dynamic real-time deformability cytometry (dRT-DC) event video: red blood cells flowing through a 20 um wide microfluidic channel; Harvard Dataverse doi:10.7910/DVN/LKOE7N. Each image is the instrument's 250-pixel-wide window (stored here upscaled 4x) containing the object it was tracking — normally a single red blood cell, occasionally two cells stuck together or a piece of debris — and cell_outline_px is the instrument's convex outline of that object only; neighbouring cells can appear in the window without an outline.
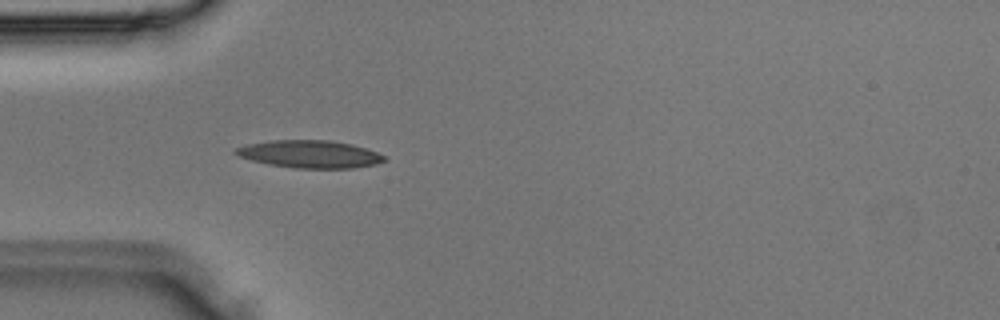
{"species": "Egyptian fruit bat (a non-hibernating species)", "species_latin": "Rousettus aegyptiacus", "temperature_condition": "room temperature", "stored_images_in_passage": 4, "camera_frame_rate_fps": 3000, "um_per_image_px": 0.085, "animal": {"sex": "male"}, "frame": {"image": 1, "passage_image": 4, "time_ms": 1.0, "image_size_px": [1000, 320], "cell_outline_px": [[388, 160], [376, 164], [352, 168], [296, 168], [268, 164], [252, 160], [240, 156], [232, 152], [236, 148], [248, 144], [272, 140], [328, 140], [352, 144], [388, 156]], "centroid_in_image_um": [26.37, 13.1], "position_along_channel_um": 58.6, "area_um2": 23.81}}